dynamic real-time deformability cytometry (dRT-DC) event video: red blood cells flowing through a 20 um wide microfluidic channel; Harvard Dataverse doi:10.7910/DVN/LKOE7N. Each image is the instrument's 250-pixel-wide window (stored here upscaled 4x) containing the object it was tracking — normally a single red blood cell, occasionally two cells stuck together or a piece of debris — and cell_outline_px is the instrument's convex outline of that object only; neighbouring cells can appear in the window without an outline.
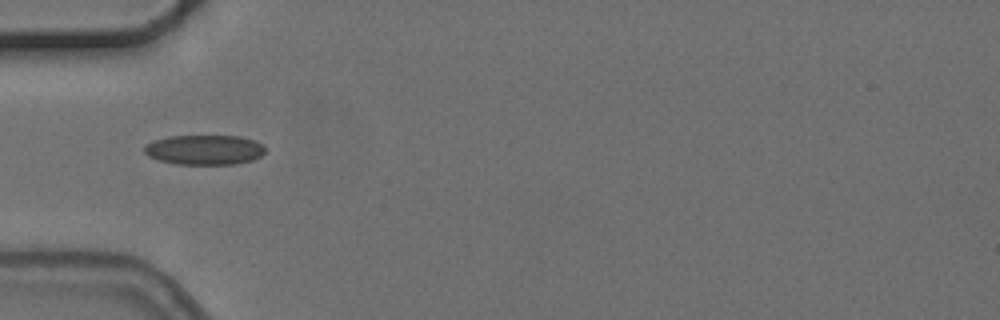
{"species": "common noctule bat (a hibernating species)", "species_latin": "Nyctalus noctula", "temperature_condition": "cold", "stored_images_in_passage": 1, "camera_frame_rate_fps": 3000, "um_per_image_px": 0.085, "animal": {"sex": "female", "body_mass_g": 24.6, "forearm_length_mm": 56.2}, "frame": {"image": 1, "passage_image": 1, "time_ms": 0.0, "image_size_px": [1000, 320], "cell_outline_px": [[268, 148], [260, 156], [252, 160], [236, 164], [176, 164], [156, 160], [148, 156], [144, 152], [144, 148], [152, 140], [168, 136], [240, 136], [256, 140], [264, 144]], "centroid_in_image_um": [17.4, 12.73], "position_along_channel_um": 67.6, "area_um2": 21.33}}